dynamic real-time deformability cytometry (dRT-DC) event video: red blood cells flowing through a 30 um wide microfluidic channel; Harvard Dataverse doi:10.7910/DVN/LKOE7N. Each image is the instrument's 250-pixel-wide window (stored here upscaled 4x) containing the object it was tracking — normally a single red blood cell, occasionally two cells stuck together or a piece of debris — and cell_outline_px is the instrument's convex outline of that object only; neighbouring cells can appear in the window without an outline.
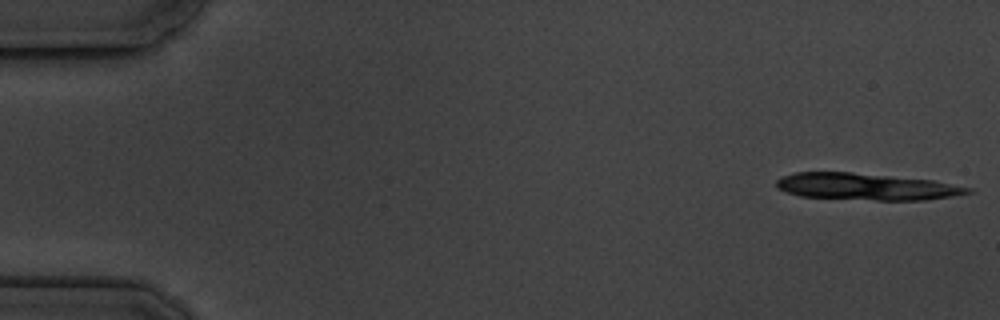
{"species": "common noctule bat (a hibernating species)", "species_latin": "Nyctalus noctula", "temperature_condition": "cold", "stored_images_in_passage": 7, "segment_of_instrument_passage": [1, 2], "camera_frame_rate_fps": 3000, "um_per_image_px": 0.085, "animal": {"sex": "male", "body_mass_g": 19.5, "forearm_length_mm": 54.6}, "frame": {"image": 1, "passage_image": 1, "time_ms": 0.0, "image_size_px": [1000, 320], "cell_outline_px": [[976, 192], [952, 196], [924, 200], [876, 200], [800, 196], [776, 188], [776, 180], [780, 176], [796, 172], [852, 172], [932, 180], [976, 188]], "centroid_in_image_um": [73.68, 15.86], "position_along_channel_um": 11.3, "area_um2": 30.0}}